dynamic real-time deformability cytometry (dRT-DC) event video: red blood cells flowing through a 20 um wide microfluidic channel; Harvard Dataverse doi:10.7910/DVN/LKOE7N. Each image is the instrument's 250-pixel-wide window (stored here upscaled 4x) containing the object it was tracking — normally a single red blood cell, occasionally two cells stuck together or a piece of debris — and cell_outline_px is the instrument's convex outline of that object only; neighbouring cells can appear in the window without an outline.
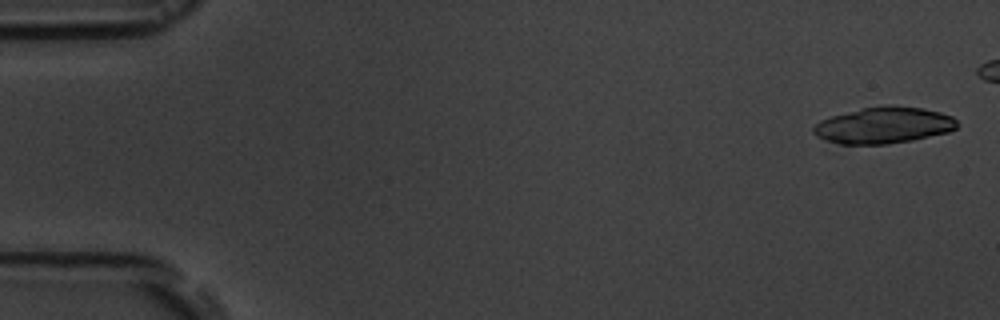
{"species": "common noctule bat (a hibernating species)", "species_latin": "Nyctalus noctula", "temperature_condition": "room temperature", "stored_images_in_passage": 7, "camera_frame_rate_fps": 3000, "um_per_image_px": 0.085, "animal": {"sex": "male", "body_mass_g": 19.5, "forearm_length_mm": 54.6}, "frame": {"image": 1, "passage_image": 1, "time_ms": 0.0, "image_size_px": [1000, 320], "cell_outline_px": [[960, 124], [956, 128], [948, 132], [912, 140], [888, 144], [840, 144], [824, 140], [816, 136], [812, 132], [812, 128], [820, 120], [832, 116], [864, 108], [888, 104], [924, 108], [940, 112], [952, 116]], "centroid_in_image_um": [75.12, 10.65], "position_along_channel_um": 9.9, "area_um2": 30.58}}